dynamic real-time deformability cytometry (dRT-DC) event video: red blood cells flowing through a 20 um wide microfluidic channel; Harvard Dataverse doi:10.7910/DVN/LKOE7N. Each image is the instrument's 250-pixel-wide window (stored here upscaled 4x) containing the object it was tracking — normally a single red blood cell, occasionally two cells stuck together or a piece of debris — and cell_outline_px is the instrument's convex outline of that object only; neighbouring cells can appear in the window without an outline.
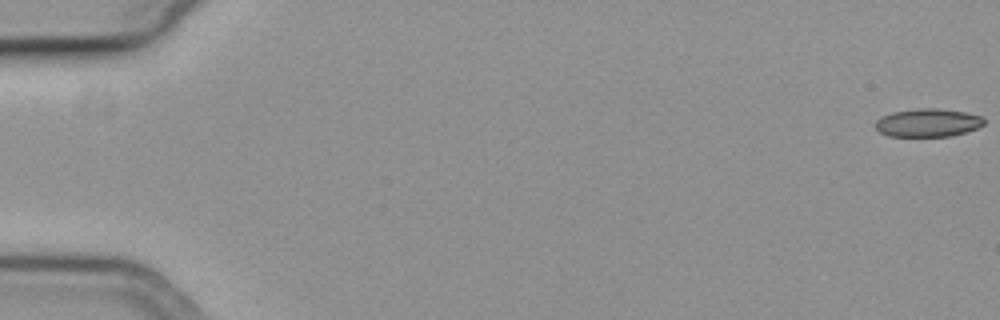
{"species": "common noctule bat (a hibernating species)", "species_latin": "Nyctalus noctula", "temperature_condition": "cold", "stored_images_in_passage": 14, "camera_frame_rate_fps": 3000, "um_per_image_px": 0.085, "animal": {"sex": "female", "body_mass_g": 19.3, "forearm_length_mm": 54.1}, "frame": {"image": 1, "passage_image": 1, "time_ms": 0.0, "image_size_px": [1000, 320], "cell_outline_px": [[984, 124], [976, 128], [952, 136], [888, 136], [880, 132], [876, 128], [876, 120], [880, 116], [892, 112], [916, 108], [936, 108], [964, 112], [984, 116]], "centroid_in_image_um": [78.85, 10.42], "position_along_channel_um": 6.1, "area_um2": 17.86}}